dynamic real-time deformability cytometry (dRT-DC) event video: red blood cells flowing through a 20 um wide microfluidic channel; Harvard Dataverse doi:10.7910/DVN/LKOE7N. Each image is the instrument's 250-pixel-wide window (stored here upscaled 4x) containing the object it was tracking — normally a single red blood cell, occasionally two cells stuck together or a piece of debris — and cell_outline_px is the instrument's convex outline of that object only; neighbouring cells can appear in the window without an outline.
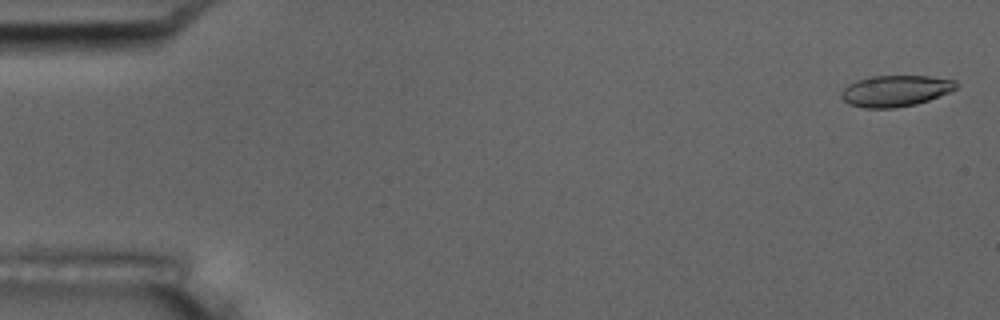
{"species": "common noctule bat (a hibernating species)", "species_latin": "Nyctalus noctula", "temperature_condition": "room temperature", "stored_images_in_passage": 55, "camera_frame_rate_fps": 3000, "um_per_image_px": 0.085, "animal": {"sex": "male", "body_mass_g": 17.5, "forearm_length_mm": 52.3}, "frame": {"image": 1, "passage_image": 2, "time_ms": 0.333, "image_size_px": [1000, 320], "cell_outline_px": [[956, 88], [948, 92], [928, 100], [916, 104], [892, 108], [864, 108], [848, 104], [840, 96], [840, 92], [848, 84], [856, 80], [872, 76], [928, 76], [956, 80]], "centroid_in_image_um": [76.06, 7.72], "position_along_channel_um": 8.9, "area_um2": 20.81}}
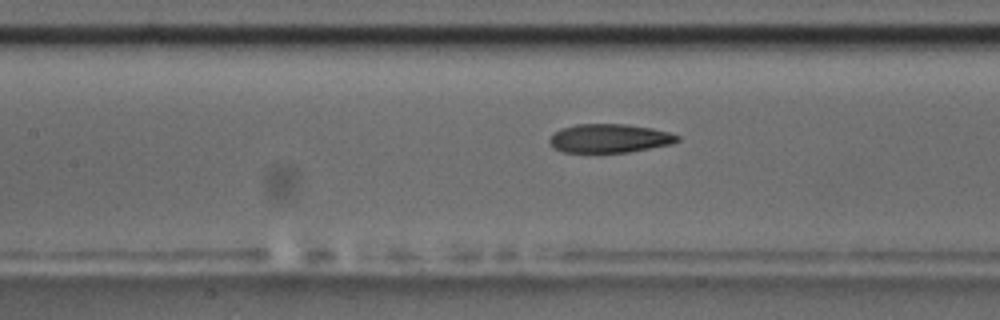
{"frame": {"image": 2, "passage_image": 25, "time_ms": 8.0, "image_size_px": [1000, 320], "cell_outline_px": [[680, 140], [672, 144], [628, 152], [564, 152], [552, 148], [548, 140], [560, 128], [576, 124], [628, 124], [652, 128], [668, 132], [680, 136]], "centroid_in_image_um": [51.8, 11.75], "position_along_channel_um": 155.6, "area_um2": 21.44}}
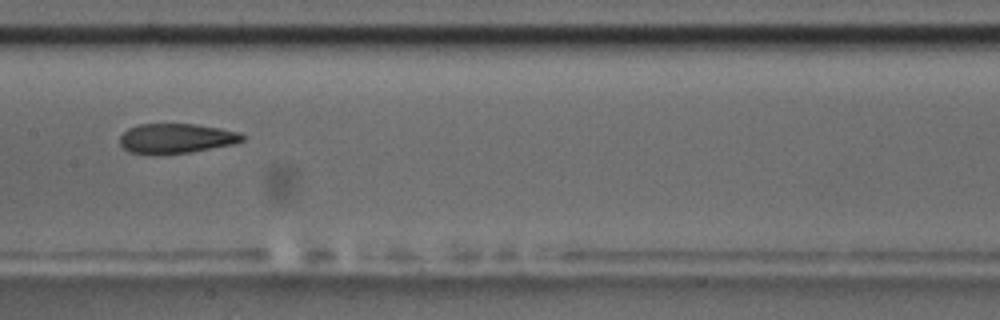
{"frame": {"image": 3, "passage_image": 28, "time_ms": 9.0, "image_size_px": [1000, 320], "cell_outline_px": [[244, 140], [232, 144], [192, 152], [156, 156], [152, 156], [128, 152], [120, 144], [120, 136], [128, 128], [140, 124], [196, 124], [220, 128], [240, 132], [244, 136]], "centroid_in_image_um": [14.94, 11.79], "position_along_channel_um": 192.5, "area_um2": 21.68}, "authors_computed_cell_mechanics": {"area_um2": 22.0796, "velocity_mm_per_s": 3.7163, "shape_relaxation_time_tau1_ms": 5.3738, "shape_relaxation_time_tau2_ms": 2.8733, "deformation_change_tau1": 0.1495, "deformation_change_tau2": 0.101}}